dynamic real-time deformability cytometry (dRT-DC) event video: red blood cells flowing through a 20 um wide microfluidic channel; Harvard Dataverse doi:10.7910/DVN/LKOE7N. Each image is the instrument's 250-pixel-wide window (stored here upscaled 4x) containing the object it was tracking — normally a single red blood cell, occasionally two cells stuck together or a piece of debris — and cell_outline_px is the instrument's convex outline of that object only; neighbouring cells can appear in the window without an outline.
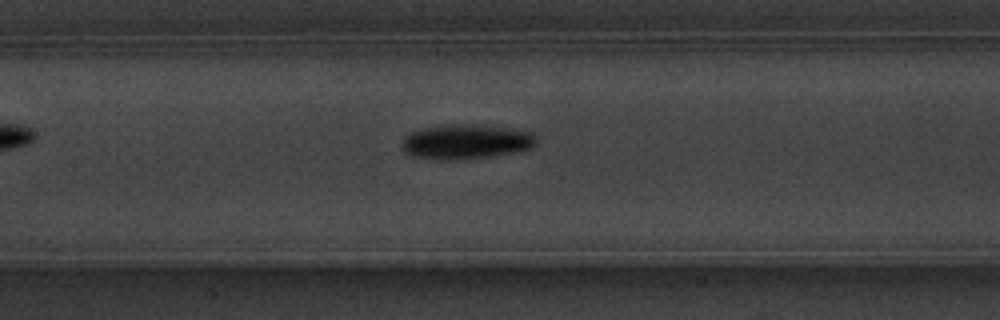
{"species": "common noctule bat (a hibernating species)", "species_latin": "Nyctalus noctula", "temperature_condition": "warm", "stored_images_in_passage": 39, "segment_of_instrument_passage": [1, 2], "camera_frame_rate_fps": 3000, "um_per_image_px": 0.085, "animal": {"sex": "male", "body_mass_g": 20.1, "forearm_length_mm": 53.5}, "frame": {"image": 1, "passage_image": 9, "time_ms": 2.667, "image_size_px": [1000, 320], "cell_outline_px": [[536, 144], [532, 148], [512, 152], [488, 156], [456, 160], [440, 160], [412, 156], [400, 148], [404, 140], [412, 132], [428, 128], [464, 124], [512, 128], [532, 132], [536, 136]], "centroid_in_image_um": [39.65, 12.06], "position_along_channel_um": 167.7, "area_um2": 26.59}}
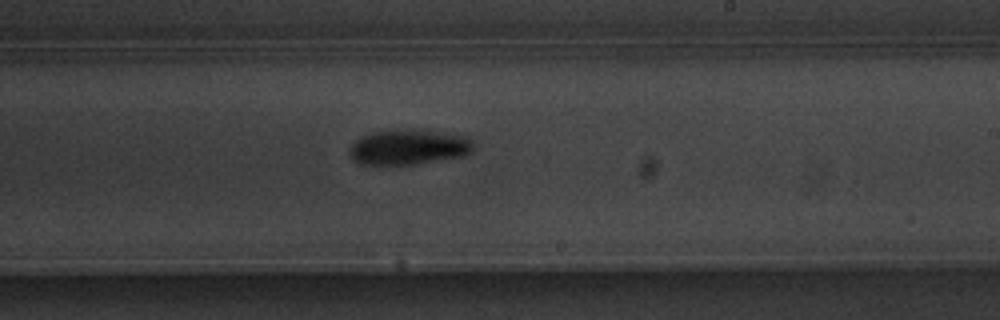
{"frame": {"image": 2, "passage_image": 16, "time_ms": 5.0, "image_size_px": [1000, 320], "cell_outline_px": [[472, 152], [464, 156], [412, 164], [360, 164], [352, 160], [348, 156], [348, 152], [352, 144], [356, 140], [380, 128], [412, 128], [464, 136], [472, 140]], "centroid_in_image_um": [34.67, 12.47], "position_along_channel_um": 254.3, "area_um2": 25.78}}
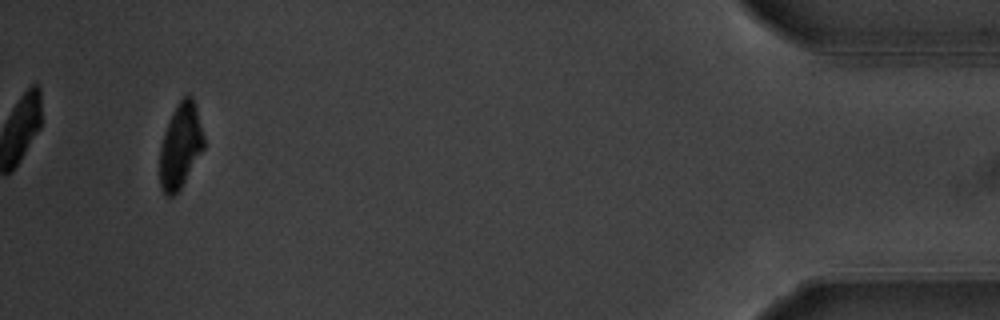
{"frame": {"image": 3, "passage_image": 35, "time_ms": 11.333, "image_size_px": [1000, 320], "cell_outline_px": [[204, 148], [180, 188], [172, 196], [164, 196], [160, 188], [160, 144], [164, 132], [172, 112], [176, 104], [188, 92], [192, 96], [196, 104], [204, 136]], "centroid_in_image_um": [15.33, 12.36], "position_along_channel_um": 419.9, "area_um2": 21.91}}